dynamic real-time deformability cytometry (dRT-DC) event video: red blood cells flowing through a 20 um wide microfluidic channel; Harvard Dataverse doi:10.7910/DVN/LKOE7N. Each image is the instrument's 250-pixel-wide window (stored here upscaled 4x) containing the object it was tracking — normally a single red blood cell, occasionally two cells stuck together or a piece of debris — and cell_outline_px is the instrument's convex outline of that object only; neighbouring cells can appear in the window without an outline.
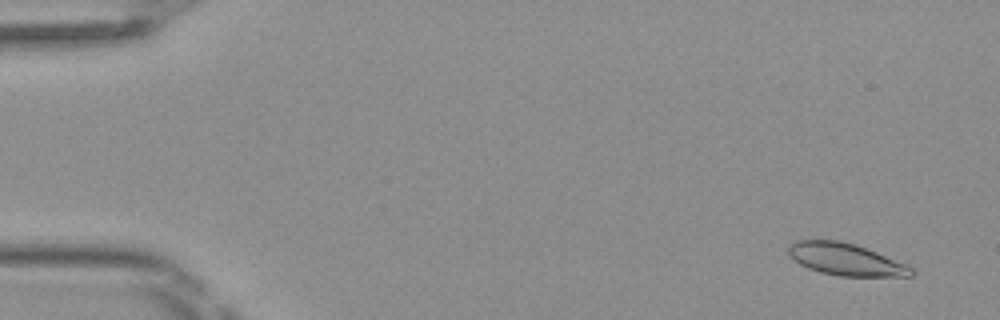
{"species": "Egyptian fruit bat (a non-hibernating species)", "species_latin": "Rousettus aegyptiacus", "temperature_condition": "room temperature", "stored_images_in_passage": 50, "camera_frame_rate_fps": 3000, "um_per_image_px": 0.085, "frame": {"image": 1, "passage_image": 3, "time_ms": 0.667, "image_size_px": [1000, 320], "cell_outline_px": [[916, 272], [912, 276], [840, 276], [820, 272], [808, 268], [800, 264], [788, 256], [788, 248], [792, 240], [840, 240], [856, 244], [876, 252], [904, 264], [912, 268]], "centroid_in_image_um": [71.83, 22.04], "position_along_channel_um": 13.2, "area_um2": 22.95}}
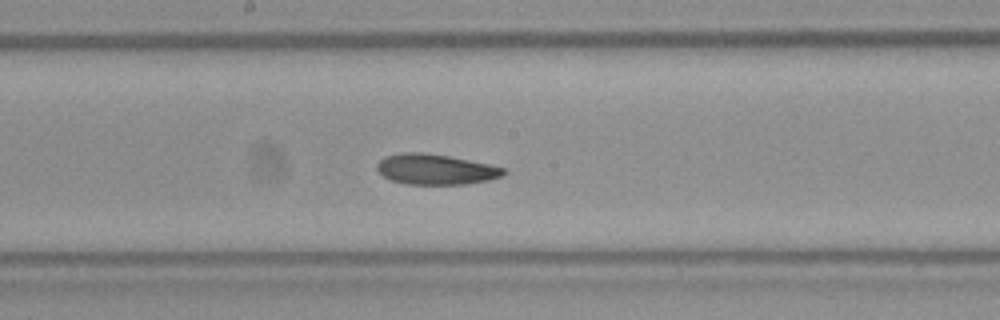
{"frame": {"image": 2, "passage_image": 27, "time_ms": 8.667, "image_size_px": [1000, 320], "cell_outline_px": [[508, 172], [500, 176], [488, 180], [464, 184], [408, 184], [392, 180], [384, 176], [376, 168], [376, 164], [384, 156], [400, 152], [420, 152], [448, 156], [488, 164], [504, 168]], "centroid_in_image_um": [36.99, 14.38], "position_along_channel_um": 211.2, "area_um2": 22.25}}
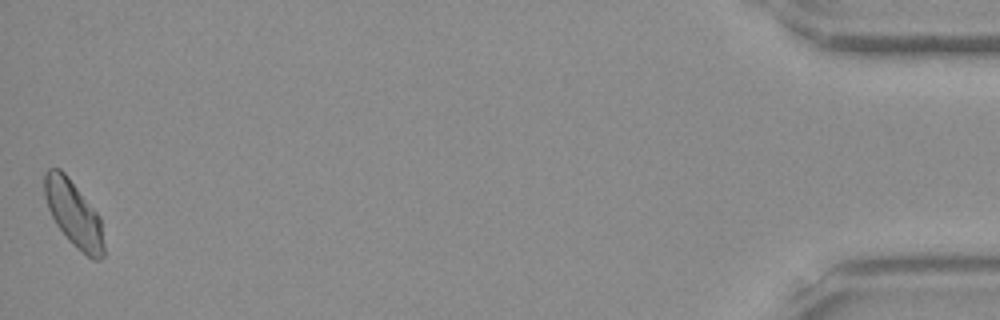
{"frame": {"image": 3, "passage_image": 50, "time_ms": 16.333, "image_size_px": [1000, 320], "cell_outline_px": [[104, 256], [100, 260], [92, 260], [76, 248], [68, 240], [56, 224], [48, 208], [44, 196], [44, 172], [48, 168], [60, 168], [68, 176], [100, 216], [104, 244]], "centroid_in_image_um": [6.27, 18.18], "position_along_channel_um": 428.9, "area_um2": 23.0}, "authors_computed_cell_mechanics": {"area_um2": 22.7732, "velocity_mm_per_s": 4.0469, "shape_relaxation_time_tau1_ms": 7.3069, "shape_relaxation_time_tau2_ms": 3.5238, "deformation_change_tau1": 0.1409, "deformation_change_tau2": 0.0899}}